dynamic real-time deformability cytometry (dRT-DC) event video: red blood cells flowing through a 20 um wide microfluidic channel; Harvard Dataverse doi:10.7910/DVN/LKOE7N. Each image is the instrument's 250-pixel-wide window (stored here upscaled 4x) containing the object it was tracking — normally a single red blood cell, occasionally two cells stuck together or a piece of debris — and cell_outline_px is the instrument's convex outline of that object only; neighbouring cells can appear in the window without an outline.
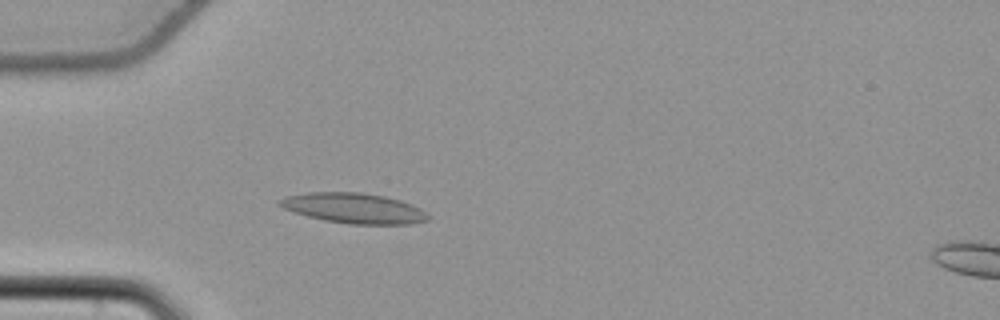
{"species": "common noctule bat (a hibernating species)", "species_latin": "Nyctalus noctula", "temperature_condition": "cold", "stored_images_in_passage": 55, "camera_frame_rate_fps": 3000, "um_per_image_px": 0.085, "animal": {"sex": "female", "body_mass_g": 22.7, "forearm_length_mm": 54.2}, "frame": {"image": 1, "passage_image": 17, "time_ms": 5.333, "image_size_px": [1000, 320], "cell_outline_px": [[432, 216], [428, 220], [412, 224], [348, 224], [324, 220], [308, 216], [284, 208], [276, 204], [276, 200], [284, 196], [308, 192], [360, 192], [384, 196], [400, 200], [412, 204], [428, 212]], "centroid_in_image_um": [30.1, 17.69], "position_along_channel_um": 54.9, "area_um2": 26.41}}
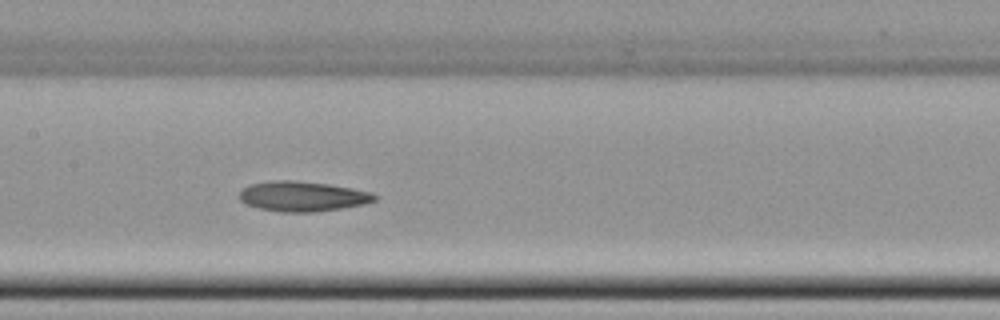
{"frame": {"image": 2, "passage_image": 28, "time_ms": 9.0, "image_size_px": [1000, 320], "cell_outline_px": [[380, 196], [376, 200], [364, 204], [316, 212], [280, 212], [260, 208], [244, 204], [240, 200], [240, 192], [248, 184], [272, 180], [296, 180], [328, 184], [352, 188], [372, 192]], "centroid_in_image_um": [25.72, 16.68], "position_along_channel_um": 181.7, "area_um2": 23.87}}
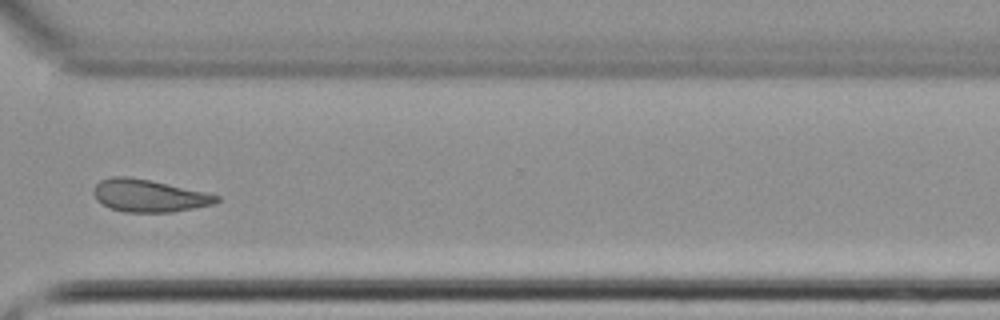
{"frame": {"image": 3, "passage_image": 42, "time_ms": 13.667, "image_size_px": [1000, 320], "cell_outline_px": [[220, 200], [212, 204], [172, 212], [124, 212], [112, 208], [96, 200], [92, 192], [92, 188], [100, 180], [112, 176], [128, 176], [148, 180], [204, 192], [220, 196]], "centroid_in_image_um": [12.6, 16.63], "position_along_channel_um": 358.0, "area_um2": 22.95}, "authors_computed_cell_mechanics": {"area_um2": 24.0448, "velocity_mm_per_s": 3.7635, "shape_relaxation_time_tau1_ms": 10.466, "shape_relaxation_time_tau2_ms": 5.8433, "deformation_change_tau1": 0.1528, "deformation_change_tau2": 0.1197}}